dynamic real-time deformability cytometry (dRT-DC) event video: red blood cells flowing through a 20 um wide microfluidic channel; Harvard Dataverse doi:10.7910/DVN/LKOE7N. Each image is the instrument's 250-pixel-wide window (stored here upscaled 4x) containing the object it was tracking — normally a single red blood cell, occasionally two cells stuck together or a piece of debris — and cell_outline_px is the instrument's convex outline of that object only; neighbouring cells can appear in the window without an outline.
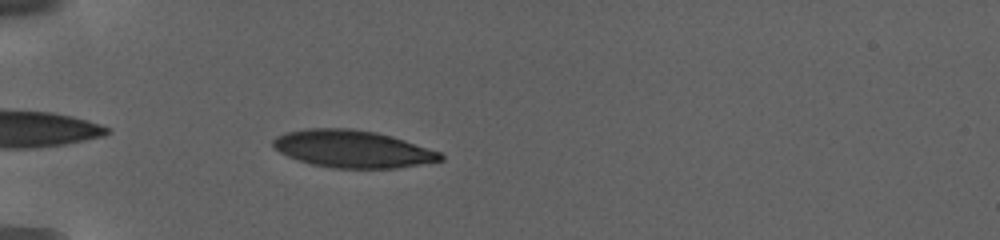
{"species": "human", "species_latin": "Homo sapiens", "temperature_condition": "warm", "stored_images_in_passage": 9, "camera_frame_rate_fps": 3000, "um_per_image_px": 0.085, "donor": {"sex": "female"}, "frame": {"image": 1, "passage_image": 2, "time_ms": 0.667, "image_size_px": [1000, 240], "cell_outline_px": [[444, 160], [396, 168], [332, 168], [312, 164], [288, 156], [280, 152], [272, 144], [272, 140], [276, 136], [284, 132], [308, 128], [352, 128], [376, 132], [404, 140], [440, 152], [444, 156]], "centroid_in_image_um": [29.95, 12.65], "position_along_channel_um": 55.0, "area_um2": 36.3}}
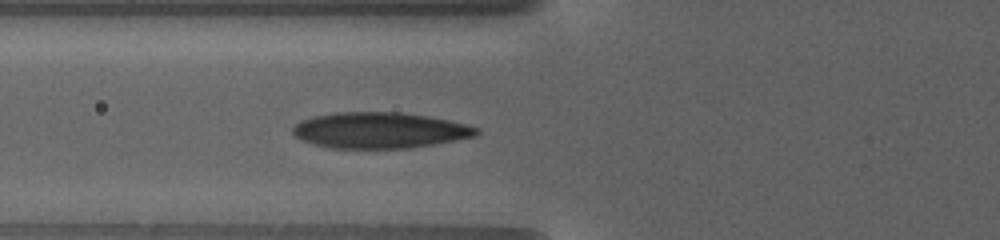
{"frame": {"image": 2, "passage_image": 7, "time_ms": 2.667, "image_size_px": [1000, 240], "cell_outline_px": [[480, 132], [476, 136], [432, 144], [408, 148], [328, 148], [312, 144], [300, 140], [292, 132], [292, 128], [300, 120], [312, 116], [332, 112], [400, 112], [428, 116], [448, 120], [480, 128]], "centroid_in_image_um": [32.22, 11.07], "position_along_channel_um": 93.6, "area_um2": 38.61}}